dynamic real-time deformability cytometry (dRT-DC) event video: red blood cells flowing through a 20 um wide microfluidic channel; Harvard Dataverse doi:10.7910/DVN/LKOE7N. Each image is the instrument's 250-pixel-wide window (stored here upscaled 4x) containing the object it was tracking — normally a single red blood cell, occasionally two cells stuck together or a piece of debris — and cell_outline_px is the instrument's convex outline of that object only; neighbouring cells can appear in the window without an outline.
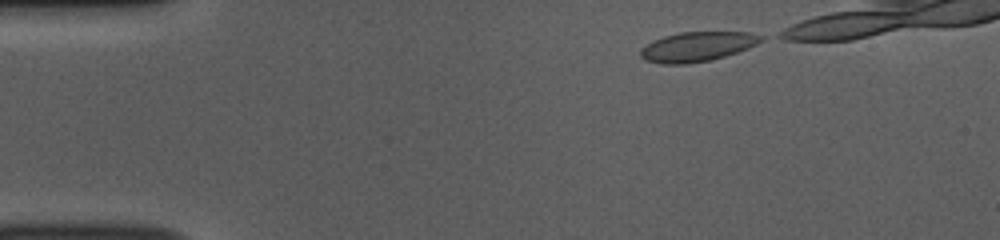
{"species": "common noctule bat (a hibernating species)", "species_latin": "Nyctalus noctula", "temperature_condition": "room temperature", "stored_images_in_passage": 36, "camera_frame_rate_fps": 3000, "um_per_image_px": 0.085, "animal": {"sex": "female", "body_mass_g": 10.0, "forearm_length_mm": 53.1}, "frame": {"image": 1, "passage_image": 1, "time_ms": 0.0, "image_size_px": [1000, 240], "cell_outline_px": [[764, 40], [748, 48], [712, 60], [688, 64], [660, 64], [644, 60], [640, 56], [640, 48], [652, 40], [664, 36], [680, 32], [748, 32], [764, 36]], "centroid_in_image_um": [59.23, 3.97], "position_along_channel_um": 25.8, "area_um2": 20.98}}
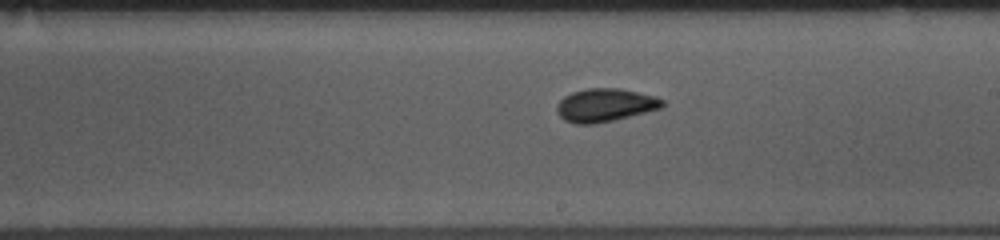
{"frame": {"image": 2, "passage_image": 23, "time_ms": 7.333, "image_size_px": [1000, 240], "cell_outline_px": [[664, 104], [660, 108], [596, 124], [576, 124], [564, 120], [556, 112], [556, 104], [564, 96], [572, 92], [584, 88], [620, 88], [656, 96], [664, 100]], "centroid_in_image_um": [51.39, 8.92], "position_along_channel_um": 237.6, "area_um2": 20.4}}
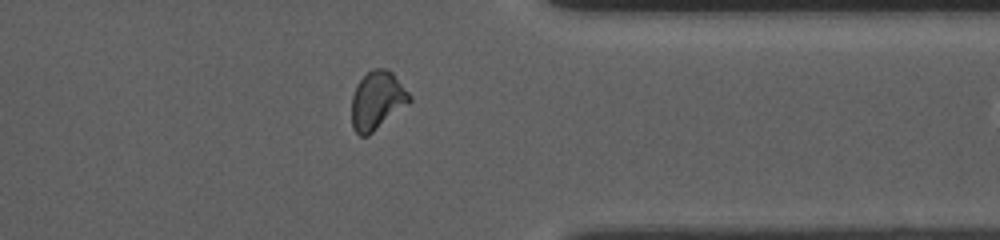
{"frame": {"image": 3, "passage_image": 35, "time_ms": 11.333, "image_size_px": [1000, 240], "cell_outline_px": [[412, 100], [368, 136], [360, 136], [352, 128], [352, 96], [356, 84], [372, 68], [384, 68], [392, 72], [412, 96]], "centroid_in_image_um": [32.05, 8.53], "position_along_channel_um": 379.4, "area_um2": 19.54}}